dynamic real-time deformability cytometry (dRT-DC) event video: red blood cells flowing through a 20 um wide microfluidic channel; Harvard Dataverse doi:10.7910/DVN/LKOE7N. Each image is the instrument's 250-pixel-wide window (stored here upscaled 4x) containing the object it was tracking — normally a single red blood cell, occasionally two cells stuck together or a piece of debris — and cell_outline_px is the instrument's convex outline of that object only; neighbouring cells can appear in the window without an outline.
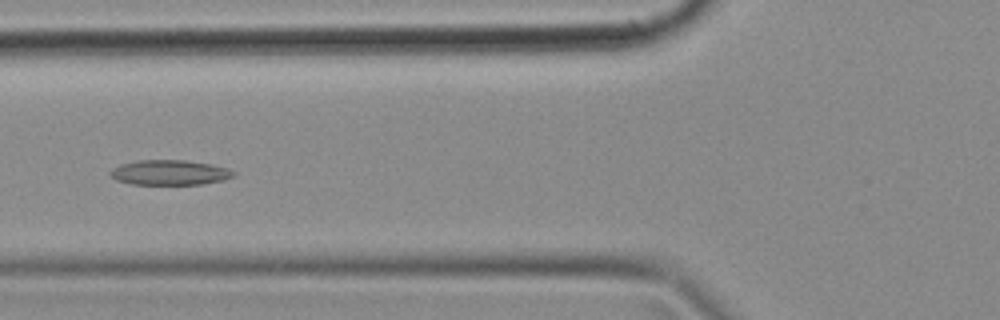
{"species": "common noctule bat (a hibernating species)", "species_latin": "Nyctalus noctula", "temperature_condition": "cold", "stored_images_in_passage": 10, "camera_frame_rate_fps": 3000, "um_per_image_px": 0.085, "animal": {"sex": "female", "body_mass_g": 18.4}, "frame": {"image": 1, "passage_image": 7, "time_ms": 2.0, "image_size_px": [1000, 320], "cell_outline_px": [[236, 176], [224, 180], [204, 184], [132, 184], [116, 180], [108, 172], [112, 168], [120, 164], [136, 160], [184, 160], [212, 164], [228, 168], [236, 172]], "centroid_in_image_um": [14.45, 14.66], "position_along_channel_um": 111.4, "area_um2": 18.15}}